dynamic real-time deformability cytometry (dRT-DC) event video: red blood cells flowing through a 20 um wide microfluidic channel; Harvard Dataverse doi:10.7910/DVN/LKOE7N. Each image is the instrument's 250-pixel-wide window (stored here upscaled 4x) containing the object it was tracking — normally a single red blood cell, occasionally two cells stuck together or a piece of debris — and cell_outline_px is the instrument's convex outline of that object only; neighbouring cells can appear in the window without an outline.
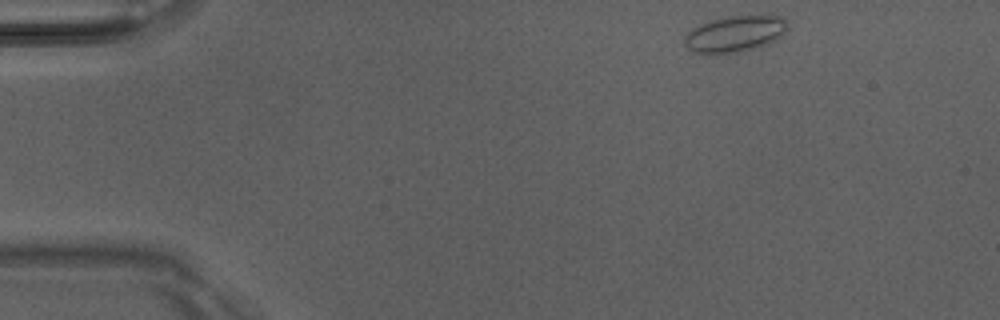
{"species": "Egyptian fruit bat (a non-hibernating species)", "species_latin": "Rousettus aegyptiacus", "temperature_condition": "room temperature", "stored_images_in_passage": 45, "camera_frame_rate_fps": 3000, "um_per_image_px": 0.085, "animal": {"sex": "male"}, "frame": {"image": 1, "passage_image": 1, "time_ms": 0.0, "image_size_px": [1000, 320], "cell_outline_px": [[788, 28], [776, 40], [768, 44], [736, 52], [692, 52], [684, 44], [684, 36], [692, 28], [712, 20], [732, 16], [768, 12], [780, 16], [788, 20]], "centroid_in_image_um": [62.56, 2.81], "position_along_channel_um": 22.4, "area_um2": 21.96}}
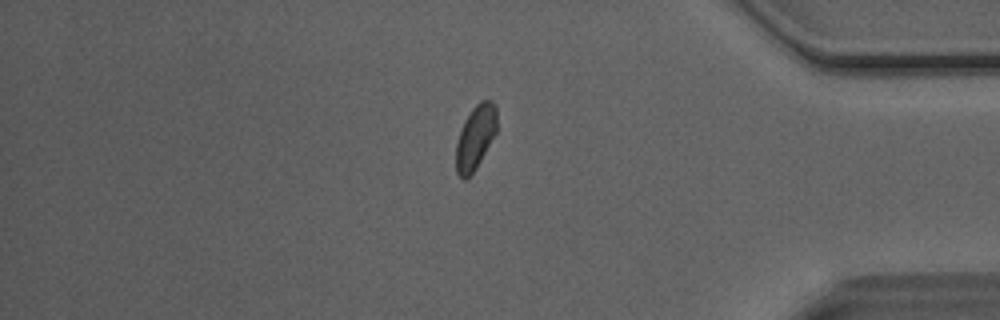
{"frame": {"image": 2, "passage_image": 37, "time_ms": 12.0, "image_size_px": [1000, 320], "cell_outline_px": [[496, 132], [476, 168], [464, 180], [456, 172], [456, 144], [464, 120], [472, 108], [480, 100], [492, 100], [496, 104]], "centroid_in_image_um": [40.41, 11.63], "position_along_channel_um": 394.8, "area_um2": 15.09}}
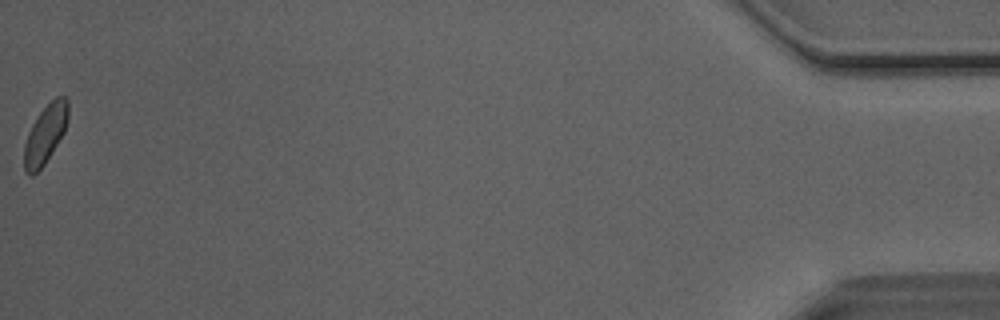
{"frame": {"image": 3, "passage_image": 45, "time_ms": 14.667, "image_size_px": [1000, 320], "cell_outline_px": [[68, 120], [64, 132], [44, 164], [32, 176], [28, 176], [24, 172], [24, 144], [28, 132], [32, 124], [40, 112], [56, 96], [64, 96], [68, 100]], "centroid_in_image_um": [3.84, 11.41], "position_along_channel_um": 431.4, "area_um2": 14.97}, "authors_computed_cell_mechanics": {"area_um2": 15.8372, "velocity_mm_per_s": 4.0642, "shape_relaxation_time_tau1_ms": 4.1366, "shape_relaxation_time_tau2_ms": 1.7481, "deformation_change_tau1": 0.076, "deformation_change_tau2": 0.0462}}